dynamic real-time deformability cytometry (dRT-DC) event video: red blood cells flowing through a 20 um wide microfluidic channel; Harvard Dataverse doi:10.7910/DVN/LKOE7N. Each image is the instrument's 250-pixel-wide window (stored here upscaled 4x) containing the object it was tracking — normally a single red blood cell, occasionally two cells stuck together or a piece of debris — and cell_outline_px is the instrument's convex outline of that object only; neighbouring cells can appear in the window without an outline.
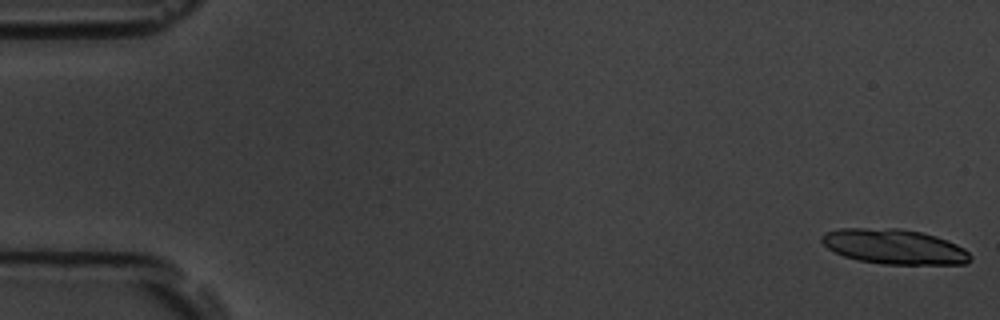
{"species": "common noctule bat (a hibernating species)", "species_latin": "Nyctalus noctula", "temperature_condition": "room temperature", "stored_images_in_passage": 5, "camera_frame_rate_fps": 3000, "um_per_image_px": 0.085, "animal": {"sex": "male", "body_mass_g": 19.5, "forearm_length_mm": 54.6}, "frame": {"image": 1, "passage_image": 1, "time_ms": 0.0, "image_size_px": [1000, 320], "cell_outline_px": [[972, 260], [964, 264], [880, 264], [860, 260], [844, 256], [828, 248], [820, 240], [820, 236], [824, 232], [840, 228], [900, 228], [920, 232], [936, 236], [956, 244], [964, 248], [972, 256]], "centroid_in_image_um": [76.0, 20.96], "position_along_channel_um": 9.0, "area_um2": 30.35}}